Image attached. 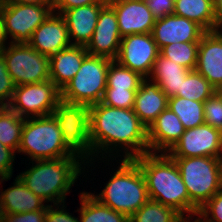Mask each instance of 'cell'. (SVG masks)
<instances>
[{"label":"cell","mask_w":222,"mask_h":222,"mask_svg":"<svg viewBox=\"0 0 222 222\" xmlns=\"http://www.w3.org/2000/svg\"><path fill=\"white\" fill-rule=\"evenodd\" d=\"M89 141L93 162L100 156L106 159L107 153L110 159L111 156L134 159L148 152V129L133 109L115 108L99 102L90 105ZM122 150L123 156L119 153Z\"/></svg>","instance_id":"cell-1"},{"label":"cell","mask_w":222,"mask_h":222,"mask_svg":"<svg viewBox=\"0 0 222 222\" xmlns=\"http://www.w3.org/2000/svg\"><path fill=\"white\" fill-rule=\"evenodd\" d=\"M134 160L144 176L149 199L172 207L191 222V200L173 158L168 153L147 152Z\"/></svg>","instance_id":"cell-2"},{"label":"cell","mask_w":222,"mask_h":222,"mask_svg":"<svg viewBox=\"0 0 222 222\" xmlns=\"http://www.w3.org/2000/svg\"><path fill=\"white\" fill-rule=\"evenodd\" d=\"M34 162L33 160L29 162L32 163L30 169L17 176L36 196L51 204L65 203L70 188L86 169L85 162L76 155L59 159L34 160Z\"/></svg>","instance_id":"cell-3"},{"label":"cell","mask_w":222,"mask_h":222,"mask_svg":"<svg viewBox=\"0 0 222 222\" xmlns=\"http://www.w3.org/2000/svg\"><path fill=\"white\" fill-rule=\"evenodd\" d=\"M120 165L99 194L91 192L101 204L129 218L148 200L144 176L134 159H120Z\"/></svg>","instance_id":"cell-4"},{"label":"cell","mask_w":222,"mask_h":222,"mask_svg":"<svg viewBox=\"0 0 222 222\" xmlns=\"http://www.w3.org/2000/svg\"><path fill=\"white\" fill-rule=\"evenodd\" d=\"M191 200V218L221 189L222 158L172 157Z\"/></svg>","instance_id":"cell-5"},{"label":"cell","mask_w":222,"mask_h":222,"mask_svg":"<svg viewBox=\"0 0 222 222\" xmlns=\"http://www.w3.org/2000/svg\"><path fill=\"white\" fill-rule=\"evenodd\" d=\"M17 153H24L30 161L72 157L66 148L58 122L48 116L26 118Z\"/></svg>","instance_id":"cell-6"},{"label":"cell","mask_w":222,"mask_h":222,"mask_svg":"<svg viewBox=\"0 0 222 222\" xmlns=\"http://www.w3.org/2000/svg\"><path fill=\"white\" fill-rule=\"evenodd\" d=\"M110 60L87 54L75 76L61 90V100L93 105L102 101Z\"/></svg>","instance_id":"cell-7"},{"label":"cell","mask_w":222,"mask_h":222,"mask_svg":"<svg viewBox=\"0 0 222 222\" xmlns=\"http://www.w3.org/2000/svg\"><path fill=\"white\" fill-rule=\"evenodd\" d=\"M52 115L62 131L66 148L83 162L86 161V166L89 163V166H92L93 153L89 141L90 106L60 100Z\"/></svg>","instance_id":"cell-8"},{"label":"cell","mask_w":222,"mask_h":222,"mask_svg":"<svg viewBox=\"0 0 222 222\" xmlns=\"http://www.w3.org/2000/svg\"><path fill=\"white\" fill-rule=\"evenodd\" d=\"M8 44L2 50L3 58L16 86L50 80L49 56L41 54L28 43Z\"/></svg>","instance_id":"cell-9"},{"label":"cell","mask_w":222,"mask_h":222,"mask_svg":"<svg viewBox=\"0 0 222 222\" xmlns=\"http://www.w3.org/2000/svg\"><path fill=\"white\" fill-rule=\"evenodd\" d=\"M52 12V3H1L0 14L3 20L6 39L11 37L10 43H28L35 29L42 24Z\"/></svg>","instance_id":"cell-10"},{"label":"cell","mask_w":222,"mask_h":222,"mask_svg":"<svg viewBox=\"0 0 222 222\" xmlns=\"http://www.w3.org/2000/svg\"><path fill=\"white\" fill-rule=\"evenodd\" d=\"M61 100V90L51 81L16 86L7 105L22 118L51 115Z\"/></svg>","instance_id":"cell-11"},{"label":"cell","mask_w":222,"mask_h":222,"mask_svg":"<svg viewBox=\"0 0 222 222\" xmlns=\"http://www.w3.org/2000/svg\"><path fill=\"white\" fill-rule=\"evenodd\" d=\"M159 54L160 49L151 33L132 34L122 38L115 60L120 65L148 78Z\"/></svg>","instance_id":"cell-12"},{"label":"cell","mask_w":222,"mask_h":222,"mask_svg":"<svg viewBox=\"0 0 222 222\" xmlns=\"http://www.w3.org/2000/svg\"><path fill=\"white\" fill-rule=\"evenodd\" d=\"M168 154L171 157L222 158V132L205 123L185 129L180 140Z\"/></svg>","instance_id":"cell-13"},{"label":"cell","mask_w":222,"mask_h":222,"mask_svg":"<svg viewBox=\"0 0 222 222\" xmlns=\"http://www.w3.org/2000/svg\"><path fill=\"white\" fill-rule=\"evenodd\" d=\"M122 37L114 9L107 3L100 11L91 40L85 46L88 54L115 60Z\"/></svg>","instance_id":"cell-14"},{"label":"cell","mask_w":222,"mask_h":222,"mask_svg":"<svg viewBox=\"0 0 222 222\" xmlns=\"http://www.w3.org/2000/svg\"><path fill=\"white\" fill-rule=\"evenodd\" d=\"M206 31L196 22L175 14L158 18L152 36L159 49L177 42H200Z\"/></svg>","instance_id":"cell-15"},{"label":"cell","mask_w":222,"mask_h":222,"mask_svg":"<svg viewBox=\"0 0 222 222\" xmlns=\"http://www.w3.org/2000/svg\"><path fill=\"white\" fill-rule=\"evenodd\" d=\"M115 11L121 37L132 34L152 33L156 18L145 0L107 2Z\"/></svg>","instance_id":"cell-16"},{"label":"cell","mask_w":222,"mask_h":222,"mask_svg":"<svg viewBox=\"0 0 222 222\" xmlns=\"http://www.w3.org/2000/svg\"><path fill=\"white\" fill-rule=\"evenodd\" d=\"M28 44L41 54L49 57L53 53L71 46L68 28L63 16L52 12L50 16L35 29Z\"/></svg>","instance_id":"cell-17"},{"label":"cell","mask_w":222,"mask_h":222,"mask_svg":"<svg viewBox=\"0 0 222 222\" xmlns=\"http://www.w3.org/2000/svg\"><path fill=\"white\" fill-rule=\"evenodd\" d=\"M195 70L214 88L222 89V34L210 31L202 36Z\"/></svg>","instance_id":"cell-18"},{"label":"cell","mask_w":222,"mask_h":222,"mask_svg":"<svg viewBox=\"0 0 222 222\" xmlns=\"http://www.w3.org/2000/svg\"><path fill=\"white\" fill-rule=\"evenodd\" d=\"M184 132L178 116L167 107L148 128V152L168 153Z\"/></svg>","instance_id":"cell-19"},{"label":"cell","mask_w":222,"mask_h":222,"mask_svg":"<svg viewBox=\"0 0 222 222\" xmlns=\"http://www.w3.org/2000/svg\"><path fill=\"white\" fill-rule=\"evenodd\" d=\"M107 3H95L65 10L61 15L66 21L72 45L86 46L94 33L98 15ZM73 40V42H72Z\"/></svg>","instance_id":"cell-20"},{"label":"cell","mask_w":222,"mask_h":222,"mask_svg":"<svg viewBox=\"0 0 222 222\" xmlns=\"http://www.w3.org/2000/svg\"><path fill=\"white\" fill-rule=\"evenodd\" d=\"M168 107V97L158 84L145 78L135 94L133 111L149 128L157 116Z\"/></svg>","instance_id":"cell-21"},{"label":"cell","mask_w":222,"mask_h":222,"mask_svg":"<svg viewBox=\"0 0 222 222\" xmlns=\"http://www.w3.org/2000/svg\"><path fill=\"white\" fill-rule=\"evenodd\" d=\"M87 54L82 45H71L53 53L50 56V80L62 90L78 72Z\"/></svg>","instance_id":"cell-22"},{"label":"cell","mask_w":222,"mask_h":222,"mask_svg":"<svg viewBox=\"0 0 222 222\" xmlns=\"http://www.w3.org/2000/svg\"><path fill=\"white\" fill-rule=\"evenodd\" d=\"M15 178L13 186L0 192L5 213L15 214L43 210L47 206V204L44 205L45 201L28 189L18 176Z\"/></svg>","instance_id":"cell-23"},{"label":"cell","mask_w":222,"mask_h":222,"mask_svg":"<svg viewBox=\"0 0 222 222\" xmlns=\"http://www.w3.org/2000/svg\"><path fill=\"white\" fill-rule=\"evenodd\" d=\"M190 70L159 54L154 62L150 77L159 88L170 98L177 95L178 90Z\"/></svg>","instance_id":"cell-24"},{"label":"cell","mask_w":222,"mask_h":222,"mask_svg":"<svg viewBox=\"0 0 222 222\" xmlns=\"http://www.w3.org/2000/svg\"><path fill=\"white\" fill-rule=\"evenodd\" d=\"M173 14L190 19L206 32L215 31L218 14L210 0H175Z\"/></svg>","instance_id":"cell-25"},{"label":"cell","mask_w":222,"mask_h":222,"mask_svg":"<svg viewBox=\"0 0 222 222\" xmlns=\"http://www.w3.org/2000/svg\"><path fill=\"white\" fill-rule=\"evenodd\" d=\"M80 222H129V217L101 204L89 192H81Z\"/></svg>","instance_id":"cell-26"},{"label":"cell","mask_w":222,"mask_h":222,"mask_svg":"<svg viewBox=\"0 0 222 222\" xmlns=\"http://www.w3.org/2000/svg\"><path fill=\"white\" fill-rule=\"evenodd\" d=\"M25 118L8 106H0V143L18 152Z\"/></svg>","instance_id":"cell-27"},{"label":"cell","mask_w":222,"mask_h":222,"mask_svg":"<svg viewBox=\"0 0 222 222\" xmlns=\"http://www.w3.org/2000/svg\"><path fill=\"white\" fill-rule=\"evenodd\" d=\"M168 107L178 116L185 129L205 123L204 102L173 96L168 98Z\"/></svg>","instance_id":"cell-28"},{"label":"cell","mask_w":222,"mask_h":222,"mask_svg":"<svg viewBox=\"0 0 222 222\" xmlns=\"http://www.w3.org/2000/svg\"><path fill=\"white\" fill-rule=\"evenodd\" d=\"M129 222H188L172 207L149 199L130 218Z\"/></svg>","instance_id":"cell-29"},{"label":"cell","mask_w":222,"mask_h":222,"mask_svg":"<svg viewBox=\"0 0 222 222\" xmlns=\"http://www.w3.org/2000/svg\"><path fill=\"white\" fill-rule=\"evenodd\" d=\"M217 91L200 73L196 70L189 71L186 75L180 90H178V97L204 102Z\"/></svg>","instance_id":"cell-30"},{"label":"cell","mask_w":222,"mask_h":222,"mask_svg":"<svg viewBox=\"0 0 222 222\" xmlns=\"http://www.w3.org/2000/svg\"><path fill=\"white\" fill-rule=\"evenodd\" d=\"M198 47L199 42H175L162 47L160 54L192 71L197 66Z\"/></svg>","instance_id":"cell-31"},{"label":"cell","mask_w":222,"mask_h":222,"mask_svg":"<svg viewBox=\"0 0 222 222\" xmlns=\"http://www.w3.org/2000/svg\"><path fill=\"white\" fill-rule=\"evenodd\" d=\"M145 78L139 73L120 65L116 60L110 63L107 71V87L121 90H138Z\"/></svg>","instance_id":"cell-32"},{"label":"cell","mask_w":222,"mask_h":222,"mask_svg":"<svg viewBox=\"0 0 222 222\" xmlns=\"http://www.w3.org/2000/svg\"><path fill=\"white\" fill-rule=\"evenodd\" d=\"M205 124L222 132V93L217 90L204 101Z\"/></svg>","instance_id":"cell-33"},{"label":"cell","mask_w":222,"mask_h":222,"mask_svg":"<svg viewBox=\"0 0 222 222\" xmlns=\"http://www.w3.org/2000/svg\"><path fill=\"white\" fill-rule=\"evenodd\" d=\"M137 90L106 88L102 103L115 108L133 109Z\"/></svg>","instance_id":"cell-34"},{"label":"cell","mask_w":222,"mask_h":222,"mask_svg":"<svg viewBox=\"0 0 222 222\" xmlns=\"http://www.w3.org/2000/svg\"><path fill=\"white\" fill-rule=\"evenodd\" d=\"M197 217L191 222H222V191H218L199 209Z\"/></svg>","instance_id":"cell-35"},{"label":"cell","mask_w":222,"mask_h":222,"mask_svg":"<svg viewBox=\"0 0 222 222\" xmlns=\"http://www.w3.org/2000/svg\"><path fill=\"white\" fill-rule=\"evenodd\" d=\"M16 85L7 71L3 52L0 51V106H7L13 96Z\"/></svg>","instance_id":"cell-36"},{"label":"cell","mask_w":222,"mask_h":222,"mask_svg":"<svg viewBox=\"0 0 222 222\" xmlns=\"http://www.w3.org/2000/svg\"><path fill=\"white\" fill-rule=\"evenodd\" d=\"M65 203L48 204L45 215V222H80V219L71 215L65 209ZM62 206V207H61ZM55 207V209H54ZM65 207V208H64Z\"/></svg>","instance_id":"cell-37"},{"label":"cell","mask_w":222,"mask_h":222,"mask_svg":"<svg viewBox=\"0 0 222 222\" xmlns=\"http://www.w3.org/2000/svg\"><path fill=\"white\" fill-rule=\"evenodd\" d=\"M152 15L158 19L172 15L175 8V0H145Z\"/></svg>","instance_id":"cell-38"},{"label":"cell","mask_w":222,"mask_h":222,"mask_svg":"<svg viewBox=\"0 0 222 222\" xmlns=\"http://www.w3.org/2000/svg\"><path fill=\"white\" fill-rule=\"evenodd\" d=\"M16 152L0 143V174L3 177H12L13 174V162Z\"/></svg>","instance_id":"cell-39"},{"label":"cell","mask_w":222,"mask_h":222,"mask_svg":"<svg viewBox=\"0 0 222 222\" xmlns=\"http://www.w3.org/2000/svg\"><path fill=\"white\" fill-rule=\"evenodd\" d=\"M47 206L43 210L26 213H6L4 222H45Z\"/></svg>","instance_id":"cell-40"},{"label":"cell","mask_w":222,"mask_h":222,"mask_svg":"<svg viewBox=\"0 0 222 222\" xmlns=\"http://www.w3.org/2000/svg\"><path fill=\"white\" fill-rule=\"evenodd\" d=\"M95 3H107V0H52L53 12L62 14L65 10Z\"/></svg>","instance_id":"cell-41"},{"label":"cell","mask_w":222,"mask_h":222,"mask_svg":"<svg viewBox=\"0 0 222 222\" xmlns=\"http://www.w3.org/2000/svg\"><path fill=\"white\" fill-rule=\"evenodd\" d=\"M2 3H13V4H42L52 3V0H1Z\"/></svg>","instance_id":"cell-42"},{"label":"cell","mask_w":222,"mask_h":222,"mask_svg":"<svg viewBox=\"0 0 222 222\" xmlns=\"http://www.w3.org/2000/svg\"><path fill=\"white\" fill-rule=\"evenodd\" d=\"M7 39L5 37V33H4V26H3V20H2V16L0 14V51H2L5 47H6V42Z\"/></svg>","instance_id":"cell-43"},{"label":"cell","mask_w":222,"mask_h":222,"mask_svg":"<svg viewBox=\"0 0 222 222\" xmlns=\"http://www.w3.org/2000/svg\"><path fill=\"white\" fill-rule=\"evenodd\" d=\"M222 12L218 15V23L215 31L219 34H222Z\"/></svg>","instance_id":"cell-44"},{"label":"cell","mask_w":222,"mask_h":222,"mask_svg":"<svg viewBox=\"0 0 222 222\" xmlns=\"http://www.w3.org/2000/svg\"><path fill=\"white\" fill-rule=\"evenodd\" d=\"M5 210L1 201V196H0V222H4V218H5Z\"/></svg>","instance_id":"cell-45"},{"label":"cell","mask_w":222,"mask_h":222,"mask_svg":"<svg viewBox=\"0 0 222 222\" xmlns=\"http://www.w3.org/2000/svg\"><path fill=\"white\" fill-rule=\"evenodd\" d=\"M215 10L218 15L222 12V0H219L215 5Z\"/></svg>","instance_id":"cell-46"},{"label":"cell","mask_w":222,"mask_h":222,"mask_svg":"<svg viewBox=\"0 0 222 222\" xmlns=\"http://www.w3.org/2000/svg\"><path fill=\"white\" fill-rule=\"evenodd\" d=\"M9 179H11V177H3V176L0 174V184H1L2 182H4V180L7 181V180H9Z\"/></svg>","instance_id":"cell-47"},{"label":"cell","mask_w":222,"mask_h":222,"mask_svg":"<svg viewBox=\"0 0 222 222\" xmlns=\"http://www.w3.org/2000/svg\"><path fill=\"white\" fill-rule=\"evenodd\" d=\"M125 1H132V0H107V2H125Z\"/></svg>","instance_id":"cell-48"},{"label":"cell","mask_w":222,"mask_h":222,"mask_svg":"<svg viewBox=\"0 0 222 222\" xmlns=\"http://www.w3.org/2000/svg\"><path fill=\"white\" fill-rule=\"evenodd\" d=\"M210 1L216 5L219 0H210Z\"/></svg>","instance_id":"cell-49"}]
</instances>
